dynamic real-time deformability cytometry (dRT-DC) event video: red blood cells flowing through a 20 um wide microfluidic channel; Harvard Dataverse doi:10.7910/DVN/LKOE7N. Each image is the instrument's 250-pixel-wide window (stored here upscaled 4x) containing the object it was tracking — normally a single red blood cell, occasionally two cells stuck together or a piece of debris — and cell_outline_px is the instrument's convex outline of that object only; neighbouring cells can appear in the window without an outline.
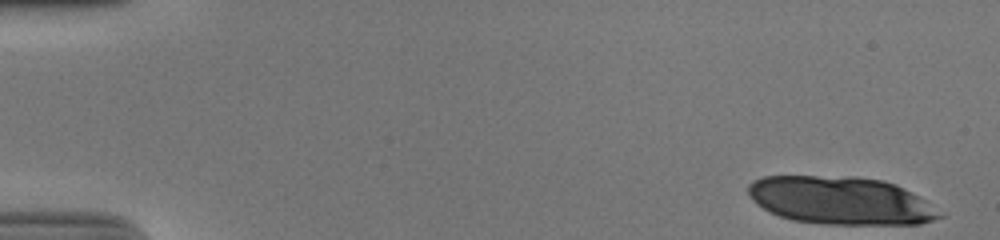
{"species": "human", "species_latin": "Homo sapiens", "temperature_condition": "cold", "stored_images_in_passage": 17, "camera_frame_rate_fps": 3000, "um_per_image_px": 0.085, "donor": {"sex": "male"}, "frame": {"image": 1, "passage_image": 1, "time_ms": 0.0, "image_size_px": [1000, 240], "cell_outline_px": [[944, 216], [920, 224], [824, 224], [792, 220], [768, 212], [756, 204], [752, 200], [748, 192], [748, 184], [752, 180], [764, 176], [856, 176], [884, 180], [896, 184], [944, 212]], "centroid_in_image_um": [71.43, 17.04], "position_along_channel_um": 13.6, "area_um2": 53.7}}